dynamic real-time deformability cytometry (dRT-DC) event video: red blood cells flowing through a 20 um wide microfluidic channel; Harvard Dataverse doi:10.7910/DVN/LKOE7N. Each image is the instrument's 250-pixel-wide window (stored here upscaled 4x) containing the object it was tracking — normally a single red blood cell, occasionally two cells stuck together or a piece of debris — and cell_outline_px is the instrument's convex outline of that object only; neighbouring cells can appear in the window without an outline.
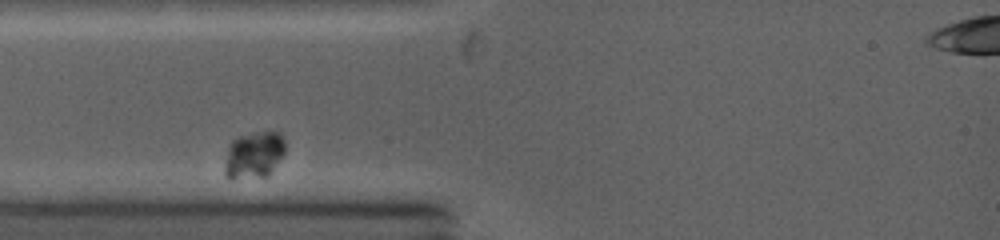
{"species": "common noctule bat (a hibernating species)", "species_latin": "Nyctalus noctula", "temperature_condition": "warm", "stored_images_in_passage": 2, "camera_frame_rate_fps": 5000, "um_per_image_px": 0.085, "animal": {"sex": "female", "body_mass_g": 19.0, "forearm_length_mm": 53.3}, "frame": {"image": 1, "passage_image": 1, "time_ms": 0.0, "image_size_px": [1000, 240], "cell_outline_px": [[284, 152], [268, 176], [224, 176], [224, 168], [228, 148], [232, 140], [240, 136], [264, 132], [280, 132], [284, 140]], "centroid_in_image_um": [21.59, 13.13], "position_along_channel_um": 63.4, "area_um2": 15.78}}